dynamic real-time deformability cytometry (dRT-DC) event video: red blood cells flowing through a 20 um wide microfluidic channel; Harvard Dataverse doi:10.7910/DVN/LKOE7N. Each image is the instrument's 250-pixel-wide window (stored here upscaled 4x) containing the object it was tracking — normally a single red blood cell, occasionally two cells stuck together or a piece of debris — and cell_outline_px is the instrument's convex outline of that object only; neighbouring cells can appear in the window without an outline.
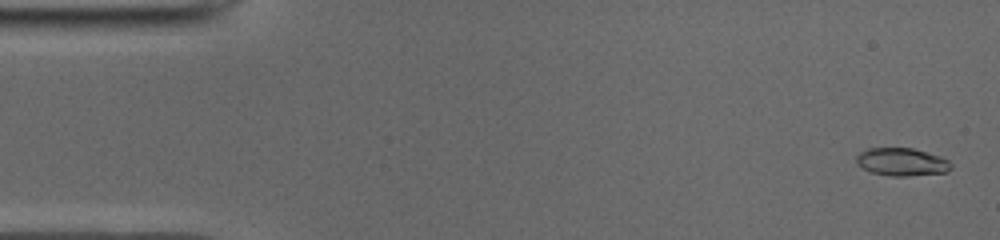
{"species": "common noctule bat (a hibernating species)", "species_latin": "Nyctalus noctula", "temperature_condition": "cold", "stored_images_in_passage": 51, "camera_frame_rate_fps": 3000, "um_per_image_px": 0.085, "animal": {"sex": "male", "body_mass_g": 19.0, "forearm_length_mm": 50.8}, "frame": {"image": 1, "passage_image": 2, "time_ms": 0.333, "image_size_px": [1000, 240], "cell_outline_px": [[952, 168], [948, 172], [908, 176], [888, 176], [872, 172], [856, 164], [856, 156], [860, 152], [868, 148], [912, 148], [940, 156], [948, 160], [952, 164]], "centroid_in_image_um": [76.66, 13.77], "position_along_channel_um": 8.3, "area_um2": 15.43}}
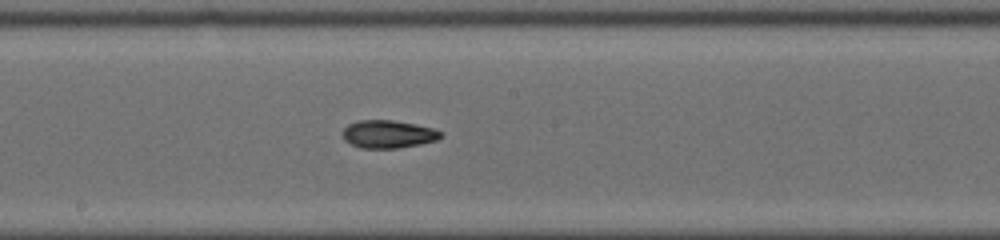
{"frame": {"image": 2, "passage_image": 27, "time_ms": 8.667, "image_size_px": [1000, 240], "cell_outline_px": [[444, 136], [436, 140], [420, 144], [400, 148], [360, 148], [344, 140], [344, 128], [348, 124], [360, 120], [392, 120], [432, 128], [444, 132]], "centroid_in_image_um": [33.02, 11.41], "position_along_channel_um": 215.2, "area_um2": 15.84}}
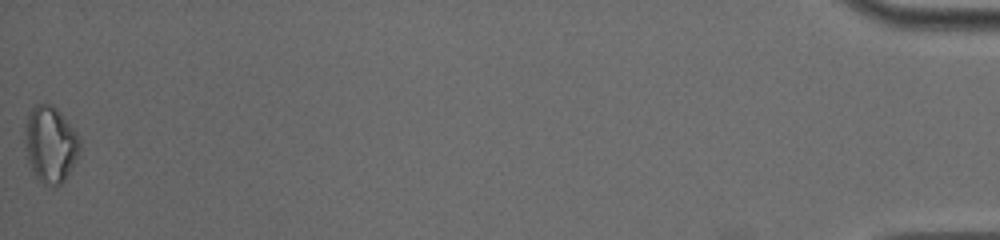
{"frame": {"image": 3, "passage_image": 51, "time_ms": 16.667, "image_size_px": [1000, 240], "cell_outline_px": [[80, 152], [64, 180], [60, 184], [44, 184], [36, 176], [28, 160], [24, 128], [24, 124], [28, 112], [36, 104], [52, 104], [60, 112], [76, 132], [80, 140]], "centroid_in_image_um": [4.28, 12.21], "position_along_channel_um": 430.9, "area_um2": 24.04}, "authors_computed_cell_mechanics": {"area_um2": 15.8372, "velocity_mm_per_s": 3.959, "shape_relaxation_time_tau1_ms": 3.4377, "shape_relaxation_time_tau2_ms": 7.805, "deformation_change_tau1": 0.1397, "deformation_change_tau2": 0.1161}}